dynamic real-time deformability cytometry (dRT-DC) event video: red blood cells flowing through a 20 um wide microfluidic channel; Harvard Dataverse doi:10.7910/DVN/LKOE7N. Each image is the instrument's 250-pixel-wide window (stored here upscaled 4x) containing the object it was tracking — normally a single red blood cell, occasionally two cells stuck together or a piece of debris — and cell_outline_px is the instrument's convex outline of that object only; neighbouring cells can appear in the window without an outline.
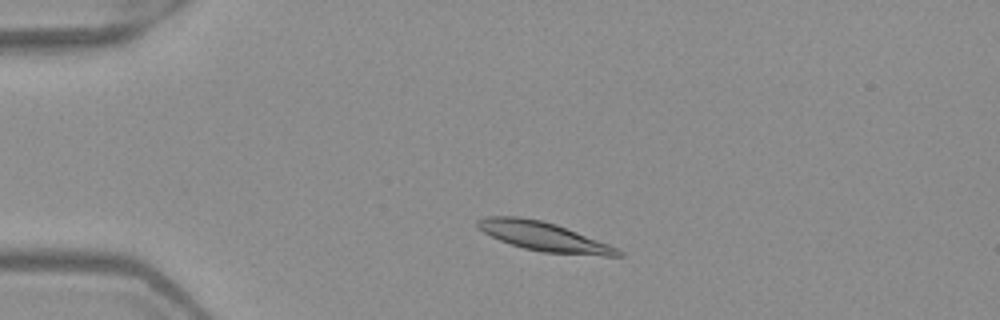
{"species": "Egyptian fruit bat (a non-hibernating species)", "species_latin": "Rousettus aegyptiacus", "temperature_condition": "warm", "stored_images_in_passage": 3, "camera_frame_rate_fps": 3000, "um_per_image_px": 0.085, "frame": {"image": 1, "passage_image": 2, "time_ms": 0.333, "image_size_px": [1000, 320], "cell_outline_px": [[624, 256], [604, 256], [544, 252], [524, 248], [500, 240], [484, 232], [476, 224], [476, 220], [484, 216], [516, 216], [540, 220], [556, 224], [620, 248], [624, 252]], "centroid_in_image_um": [46.27, 20.11], "position_along_channel_um": 38.7, "area_um2": 23.64}}